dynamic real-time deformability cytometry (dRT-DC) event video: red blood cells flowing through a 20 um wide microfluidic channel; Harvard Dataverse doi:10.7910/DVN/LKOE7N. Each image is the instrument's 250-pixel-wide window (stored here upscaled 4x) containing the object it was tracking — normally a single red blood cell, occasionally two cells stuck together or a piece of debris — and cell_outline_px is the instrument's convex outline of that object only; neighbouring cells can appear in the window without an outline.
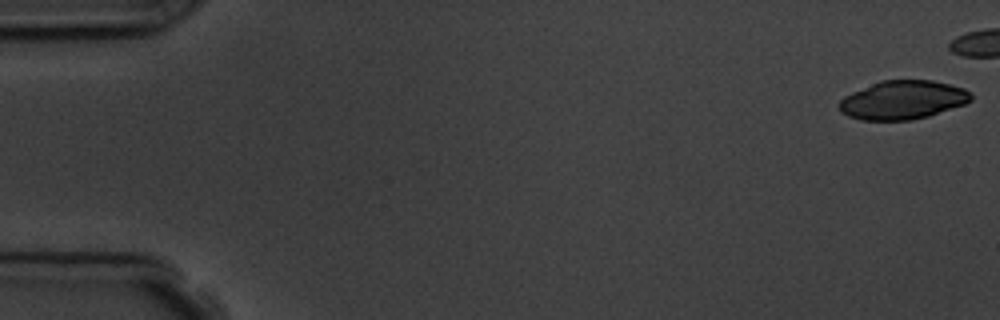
{"species": "common noctule bat (a hibernating species)", "species_latin": "Nyctalus noctula", "temperature_condition": "room temperature", "stored_images_in_passage": 6, "camera_frame_rate_fps": 3000, "um_per_image_px": 0.085, "animal": {"sex": "male", "body_mass_g": 19.5, "forearm_length_mm": 54.6}, "frame": {"image": 1, "passage_image": 1, "time_ms": 0.0, "image_size_px": [1000, 320], "cell_outline_px": [[972, 100], [964, 104], [928, 116], [912, 120], [860, 120], [848, 116], [840, 112], [836, 104], [844, 96], [852, 92], [880, 80], [932, 80], [964, 88], [972, 96]], "centroid_in_image_um": [76.68, 8.5], "position_along_channel_um": 8.3, "area_um2": 29.77}}